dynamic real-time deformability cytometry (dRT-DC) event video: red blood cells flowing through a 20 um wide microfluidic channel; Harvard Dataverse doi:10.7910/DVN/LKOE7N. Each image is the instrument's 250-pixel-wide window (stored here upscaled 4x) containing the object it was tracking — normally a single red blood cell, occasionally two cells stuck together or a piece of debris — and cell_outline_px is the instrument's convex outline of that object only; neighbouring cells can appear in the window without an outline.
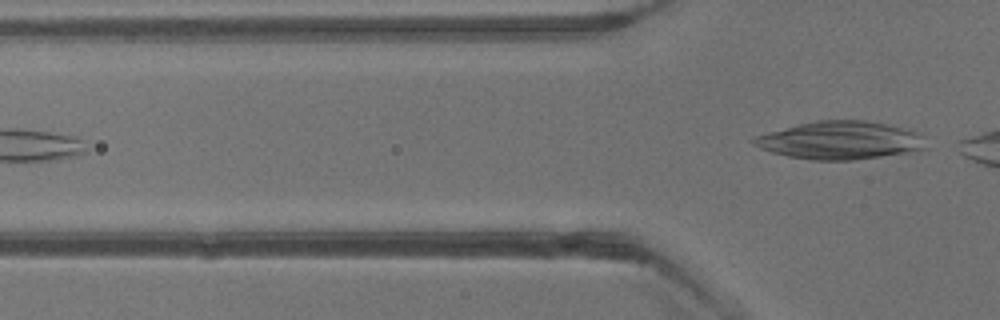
{"species": "common noctule bat (a hibernating species)", "species_latin": "Nyctalus noctula", "temperature_condition": "warm", "stored_images_in_passage": 3, "camera_frame_rate_fps": 3000, "um_per_image_px": 0.085, "animal": {"sex": "male", "body_mass_g": 13.3}, "frame": {"image": 1, "passage_image": 3, "time_ms": 2.333, "image_size_px": [1000, 320], "cell_outline_px": [[928, 148], [908, 152], [852, 160], [812, 160], [788, 156], [772, 152], [760, 148], [752, 144], [748, 140], [752, 136], [816, 120], [864, 120], [888, 124], [904, 128], [916, 132], [924, 136]], "centroid_in_image_um": [71.4, 11.92], "position_along_channel_um": 54.4, "area_um2": 38.15}}